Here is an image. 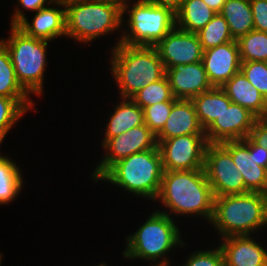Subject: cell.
Wrapping results in <instances>:
<instances>
[{"mask_svg":"<svg viewBox=\"0 0 267 266\" xmlns=\"http://www.w3.org/2000/svg\"><path fill=\"white\" fill-rule=\"evenodd\" d=\"M254 30L267 32V0H250Z\"/></svg>","mask_w":267,"mask_h":266,"instance_id":"obj_35","label":"cell"},{"mask_svg":"<svg viewBox=\"0 0 267 266\" xmlns=\"http://www.w3.org/2000/svg\"><path fill=\"white\" fill-rule=\"evenodd\" d=\"M201 126L206 130L232 102L219 87L201 93L191 99Z\"/></svg>","mask_w":267,"mask_h":266,"instance_id":"obj_22","label":"cell"},{"mask_svg":"<svg viewBox=\"0 0 267 266\" xmlns=\"http://www.w3.org/2000/svg\"><path fill=\"white\" fill-rule=\"evenodd\" d=\"M242 141L249 147L251 152H255L258 166L267 169V149L256 145L249 137L242 139Z\"/></svg>","mask_w":267,"mask_h":266,"instance_id":"obj_37","label":"cell"},{"mask_svg":"<svg viewBox=\"0 0 267 266\" xmlns=\"http://www.w3.org/2000/svg\"><path fill=\"white\" fill-rule=\"evenodd\" d=\"M224 266H267V249L253 235L221 238Z\"/></svg>","mask_w":267,"mask_h":266,"instance_id":"obj_16","label":"cell"},{"mask_svg":"<svg viewBox=\"0 0 267 266\" xmlns=\"http://www.w3.org/2000/svg\"><path fill=\"white\" fill-rule=\"evenodd\" d=\"M164 171L204 169L207 139L205 134L156 139Z\"/></svg>","mask_w":267,"mask_h":266,"instance_id":"obj_10","label":"cell"},{"mask_svg":"<svg viewBox=\"0 0 267 266\" xmlns=\"http://www.w3.org/2000/svg\"><path fill=\"white\" fill-rule=\"evenodd\" d=\"M163 172L162 157L157 145L114 163L98 180L107 181L130 194L156 202Z\"/></svg>","mask_w":267,"mask_h":266,"instance_id":"obj_5","label":"cell"},{"mask_svg":"<svg viewBox=\"0 0 267 266\" xmlns=\"http://www.w3.org/2000/svg\"><path fill=\"white\" fill-rule=\"evenodd\" d=\"M216 14L203 0H184L181 8L175 13L176 27L181 30L197 33Z\"/></svg>","mask_w":267,"mask_h":266,"instance_id":"obj_24","label":"cell"},{"mask_svg":"<svg viewBox=\"0 0 267 266\" xmlns=\"http://www.w3.org/2000/svg\"><path fill=\"white\" fill-rule=\"evenodd\" d=\"M241 61L267 62V32L252 30L237 40Z\"/></svg>","mask_w":267,"mask_h":266,"instance_id":"obj_29","label":"cell"},{"mask_svg":"<svg viewBox=\"0 0 267 266\" xmlns=\"http://www.w3.org/2000/svg\"><path fill=\"white\" fill-rule=\"evenodd\" d=\"M195 252V253H194ZM191 252L183 266H224V256L220 246L210 250Z\"/></svg>","mask_w":267,"mask_h":266,"instance_id":"obj_33","label":"cell"},{"mask_svg":"<svg viewBox=\"0 0 267 266\" xmlns=\"http://www.w3.org/2000/svg\"><path fill=\"white\" fill-rule=\"evenodd\" d=\"M110 1H112L114 4L118 5L121 9H123L124 7L129 5V3H130V0H110ZM146 1H148V0H137L133 3H143Z\"/></svg>","mask_w":267,"mask_h":266,"instance_id":"obj_40","label":"cell"},{"mask_svg":"<svg viewBox=\"0 0 267 266\" xmlns=\"http://www.w3.org/2000/svg\"><path fill=\"white\" fill-rule=\"evenodd\" d=\"M196 34L203 51L234 40L229 31L228 23L220 13H216Z\"/></svg>","mask_w":267,"mask_h":266,"instance_id":"obj_28","label":"cell"},{"mask_svg":"<svg viewBox=\"0 0 267 266\" xmlns=\"http://www.w3.org/2000/svg\"><path fill=\"white\" fill-rule=\"evenodd\" d=\"M158 6H163L171 9L176 13L182 6L184 0H148Z\"/></svg>","mask_w":267,"mask_h":266,"instance_id":"obj_38","label":"cell"},{"mask_svg":"<svg viewBox=\"0 0 267 266\" xmlns=\"http://www.w3.org/2000/svg\"><path fill=\"white\" fill-rule=\"evenodd\" d=\"M230 154L233 162L244 177L245 188L249 192L267 194V169L258 166L255 152L242 140L225 141L220 143Z\"/></svg>","mask_w":267,"mask_h":266,"instance_id":"obj_17","label":"cell"},{"mask_svg":"<svg viewBox=\"0 0 267 266\" xmlns=\"http://www.w3.org/2000/svg\"><path fill=\"white\" fill-rule=\"evenodd\" d=\"M176 101H164L147 106L144 111V123L157 135L165 125L169 117L171 108Z\"/></svg>","mask_w":267,"mask_h":266,"instance_id":"obj_32","label":"cell"},{"mask_svg":"<svg viewBox=\"0 0 267 266\" xmlns=\"http://www.w3.org/2000/svg\"><path fill=\"white\" fill-rule=\"evenodd\" d=\"M205 134L191 100L178 99L156 139H169L182 135Z\"/></svg>","mask_w":267,"mask_h":266,"instance_id":"obj_19","label":"cell"},{"mask_svg":"<svg viewBox=\"0 0 267 266\" xmlns=\"http://www.w3.org/2000/svg\"><path fill=\"white\" fill-rule=\"evenodd\" d=\"M228 98L243 108L248 109L258 119L267 114V100L239 71L220 87Z\"/></svg>","mask_w":267,"mask_h":266,"instance_id":"obj_20","label":"cell"},{"mask_svg":"<svg viewBox=\"0 0 267 266\" xmlns=\"http://www.w3.org/2000/svg\"><path fill=\"white\" fill-rule=\"evenodd\" d=\"M122 9L110 0H82L65 5L66 38L82 44L124 27Z\"/></svg>","mask_w":267,"mask_h":266,"instance_id":"obj_6","label":"cell"},{"mask_svg":"<svg viewBox=\"0 0 267 266\" xmlns=\"http://www.w3.org/2000/svg\"><path fill=\"white\" fill-rule=\"evenodd\" d=\"M96 266H107V264L106 263H102V264H98Z\"/></svg>","mask_w":267,"mask_h":266,"instance_id":"obj_44","label":"cell"},{"mask_svg":"<svg viewBox=\"0 0 267 266\" xmlns=\"http://www.w3.org/2000/svg\"><path fill=\"white\" fill-rule=\"evenodd\" d=\"M166 76L176 99L191 100L213 88L201 62L179 64L166 70Z\"/></svg>","mask_w":267,"mask_h":266,"instance_id":"obj_15","label":"cell"},{"mask_svg":"<svg viewBox=\"0 0 267 266\" xmlns=\"http://www.w3.org/2000/svg\"><path fill=\"white\" fill-rule=\"evenodd\" d=\"M248 137L256 145L267 149V121L264 118L257 119Z\"/></svg>","mask_w":267,"mask_h":266,"instance_id":"obj_36","label":"cell"},{"mask_svg":"<svg viewBox=\"0 0 267 266\" xmlns=\"http://www.w3.org/2000/svg\"><path fill=\"white\" fill-rule=\"evenodd\" d=\"M202 63L209 82L221 87L241 68L237 40H233L203 51Z\"/></svg>","mask_w":267,"mask_h":266,"instance_id":"obj_14","label":"cell"},{"mask_svg":"<svg viewBox=\"0 0 267 266\" xmlns=\"http://www.w3.org/2000/svg\"><path fill=\"white\" fill-rule=\"evenodd\" d=\"M76 1H82V0H53V2L63 4V5H66L71 2H76Z\"/></svg>","mask_w":267,"mask_h":266,"instance_id":"obj_41","label":"cell"},{"mask_svg":"<svg viewBox=\"0 0 267 266\" xmlns=\"http://www.w3.org/2000/svg\"><path fill=\"white\" fill-rule=\"evenodd\" d=\"M154 47L163 62L165 71L175 65L201 62L203 58V49L198 35L176 26Z\"/></svg>","mask_w":267,"mask_h":266,"instance_id":"obj_12","label":"cell"},{"mask_svg":"<svg viewBox=\"0 0 267 266\" xmlns=\"http://www.w3.org/2000/svg\"><path fill=\"white\" fill-rule=\"evenodd\" d=\"M114 112L109 115L106 127L104 128L103 145L108 139L119 136L133 127L144 124V111L131 98L119 99Z\"/></svg>","mask_w":267,"mask_h":266,"instance_id":"obj_21","label":"cell"},{"mask_svg":"<svg viewBox=\"0 0 267 266\" xmlns=\"http://www.w3.org/2000/svg\"><path fill=\"white\" fill-rule=\"evenodd\" d=\"M23 174L8 156L0 159V205L14 201L23 189Z\"/></svg>","mask_w":267,"mask_h":266,"instance_id":"obj_25","label":"cell"},{"mask_svg":"<svg viewBox=\"0 0 267 266\" xmlns=\"http://www.w3.org/2000/svg\"><path fill=\"white\" fill-rule=\"evenodd\" d=\"M214 194L204 169L164 171L161 188L156 200L167 211L158 210L170 217L196 215L209 223L213 217ZM173 212V213H172Z\"/></svg>","mask_w":267,"mask_h":266,"instance_id":"obj_1","label":"cell"},{"mask_svg":"<svg viewBox=\"0 0 267 266\" xmlns=\"http://www.w3.org/2000/svg\"><path fill=\"white\" fill-rule=\"evenodd\" d=\"M210 224L221 238L253 235L264 230L267 228V194L248 192L215 197Z\"/></svg>","mask_w":267,"mask_h":266,"instance_id":"obj_3","label":"cell"},{"mask_svg":"<svg viewBox=\"0 0 267 266\" xmlns=\"http://www.w3.org/2000/svg\"><path fill=\"white\" fill-rule=\"evenodd\" d=\"M204 171L214 197L244 194V177L233 162L231 154L220 143H208L205 150Z\"/></svg>","mask_w":267,"mask_h":266,"instance_id":"obj_9","label":"cell"},{"mask_svg":"<svg viewBox=\"0 0 267 266\" xmlns=\"http://www.w3.org/2000/svg\"><path fill=\"white\" fill-rule=\"evenodd\" d=\"M219 13L228 23L234 40L254 30L250 0H226Z\"/></svg>","mask_w":267,"mask_h":266,"instance_id":"obj_23","label":"cell"},{"mask_svg":"<svg viewBox=\"0 0 267 266\" xmlns=\"http://www.w3.org/2000/svg\"><path fill=\"white\" fill-rule=\"evenodd\" d=\"M131 99L142 109L155 103L177 101L173 96L169 80L165 75L162 79L151 83L135 93Z\"/></svg>","mask_w":267,"mask_h":266,"instance_id":"obj_30","label":"cell"},{"mask_svg":"<svg viewBox=\"0 0 267 266\" xmlns=\"http://www.w3.org/2000/svg\"><path fill=\"white\" fill-rule=\"evenodd\" d=\"M4 138L0 135V146L3 142ZM4 155L3 154H0V159L3 157Z\"/></svg>","mask_w":267,"mask_h":266,"instance_id":"obj_42","label":"cell"},{"mask_svg":"<svg viewBox=\"0 0 267 266\" xmlns=\"http://www.w3.org/2000/svg\"><path fill=\"white\" fill-rule=\"evenodd\" d=\"M211 9L219 13L226 0H203Z\"/></svg>","mask_w":267,"mask_h":266,"instance_id":"obj_39","label":"cell"},{"mask_svg":"<svg viewBox=\"0 0 267 266\" xmlns=\"http://www.w3.org/2000/svg\"><path fill=\"white\" fill-rule=\"evenodd\" d=\"M240 71L267 100V62L241 61Z\"/></svg>","mask_w":267,"mask_h":266,"instance_id":"obj_31","label":"cell"},{"mask_svg":"<svg viewBox=\"0 0 267 266\" xmlns=\"http://www.w3.org/2000/svg\"><path fill=\"white\" fill-rule=\"evenodd\" d=\"M17 1H18L17 4H20V5H18L19 8L15 9L13 13L12 21L10 25H18L20 22H22L27 17L21 9L24 8V10L36 12L39 9L52 5L53 3V0H17Z\"/></svg>","mask_w":267,"mask_h":266,"instance_id":"obj_34","label":"cell"},{"mask_svg":"<svg viewBox=\"0 0 267 266\" xmlns=\"http://www.w3.org/2000/svg\"><path fill=\"white\" fill-rule=\"evenodd\" d=\"M0 42L9 51L19 84L29 93L43 95L47 46L50 41L28 36L17 25H10V35Z\"/></svg>","mask_w":267,"mask_h":266,"instance_id":"obj_7","label":"cell"},{"mask_svg":"<svg viewBox=\"0 0 267 266\" xmlns=\"http://www.w3.org/2000/svg\"><path fill=\"white\" fill-rule=\"evenodd\" d=\"M258 118L248 109L231 102L228 107L205 130L208 143L242 140Z\"/></svg>","mask_w":267,"mask_h":266,"instance_id":"obj_13","label":"cell"},{"mask_svg":"<svg viewBox=\"0 0 267 266\" xmlns=\"http://www.w3.org/2000/svg\"><path fill=\"white\" fill-rule=\"evenodd\" d=\"M173 220V216L155 210L132 235L127 236L122 255L129 260L141 259L157 263L150 265H170L167 254L175 246H186L181 231Z\"/></svg>","mask_w":267,"mask_h":266,"instance_id":"obj_4","label":"cell"},{"mask_svg":"<svg viewBox=\"0 0 267 266\" xmlns=\"http://www.w3.org/2000/svg\"><path fill=\"white\" fill-rule=\"evenodd\" d=\"M111 51L110 70L120 98H131L147 85L166 75L154 46H131L119 43Z\"/></svg>","mask_w":267,"mask_h":266,"instance_id":"obj_2","label":"cell"},{"mask_svg":"<svg viewBox=\"0 0 267 266\" xmlns=\"http://www.w3.org/2000/svg\"><path fill=\"white\" fill-rule=\"evenodd\" d=\"M0 96L29 98L30 94L19 84L9 51L0 42Z\"/></svg>","mask_w":267,"mask_h":266,"instance_id":"obj_27","label":"cell"},{"mask_svg":"<svg viewBox=\"0 0 267 266\" xmlns=\"http://www.w3.org/2000/svg\"><path fill=\"white\" fill-rule=\"evenodd\" d=\"M126 12L129 17L126 22L129 29H123V35L121 34L114 46L119 43L155 46L176 26V16L171 9L149 1L129 4L122 9V16Z\"/></svg>","mask_w":267,"mask_h":266,"instance_id":"obj_8","label":"cell"},{"mask_svg":"<svg viewBox=\"0 0 267 266\" xmlns=\"http://www.w3.org/2000/svg\"><path fill=\"white\" fill-rule=\"evenodd\" d=\"M34 107L31 98H9L0 96V135L5 138L20 118Z\"/></svg>","mask_w":267,"mask_h":266,"instance_id":"obj_26","label":"cell"},{"mask_svg":"<svg viewBox=\"0 0 267 266\" xmlns=\"http://www.w3.org/2000/svg\"><path fill=\"white\" fill-rule=\"evenodd\" d=\"M156 135L144 123L129 129L119 136L108 139L102 148L105 151L102 160L96 164L91 177L94 182L116 162L135 153L153 149L157 146Z\"/></svg>","mask_w":267,"mask_h":266,"instance_id":"obj_11","label":"cell"},{"mask_svg":"<svg viewBox=\"0 0 267 266\" xmlns=\"http://www.w3.org/2000/svg\"><path fill=\"white\" fill-rule=\"evenodd\" d=\"M55 5L58 7L55 8ZM52 6L39 9L31 22L25 18L17 26L28 36L42 40L66 37L65 5L53 2Z\"/></svg>","mask_w":267,"mask_h":266,"instance_id":"obj_18","label":"cell"},{"mask_svg":"<svg viewBox=\"0 0 267 266\" xmlns=\"http://www.w3.org/2000/svg\"><path fill=\"white\" fill-rule=\"evenodd\" d=\"M2 256H3V255H2L1 252H0V266H1V263H2V260H3V259H2Z\"/></svg>","mask_w":267,"mask_h":266,"instance_id":"obj_43","label":"cell"}]
</instances>
